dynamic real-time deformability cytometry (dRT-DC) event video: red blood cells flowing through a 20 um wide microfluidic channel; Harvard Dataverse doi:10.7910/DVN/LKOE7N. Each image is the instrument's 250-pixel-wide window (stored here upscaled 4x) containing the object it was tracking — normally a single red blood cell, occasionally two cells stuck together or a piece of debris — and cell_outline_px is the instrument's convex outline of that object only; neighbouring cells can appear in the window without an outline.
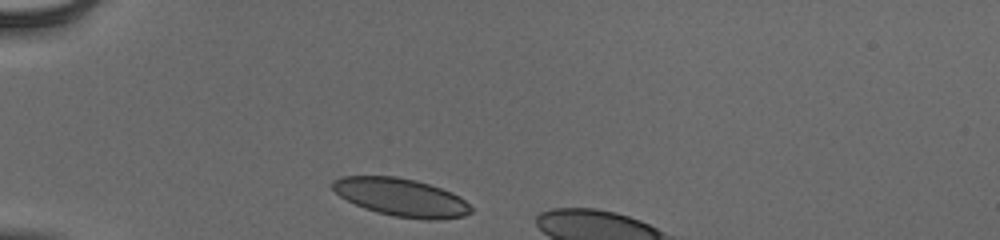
{"species": "human", "species_latin": "Homo sapiens", "temperature_condition": "cold", "stored_images_in_passage": 6, "camera_frame_rate_fps": 3000, "um_per_image_px": 0.085, "donor": {"sex": "male"}, "frame": {"image": 1, "passage_image": 1, "time_ms": 0.0, "image_size_px": [1000, 240], "cell_outline_px": [[472, 212], [464, 216], [440, 220], [428, 220], [392, 216], [376, 212], [364, 208], [340, 196], [332, 188], [332, 180], [344, 176], [396, 176], [416, 180], [452, 192], [460, 196], [472, 208]], "centroid_in_image_um": [34.12, 16.78], "position_along_channel_um": 50.9, "area_um2": 30.63}}